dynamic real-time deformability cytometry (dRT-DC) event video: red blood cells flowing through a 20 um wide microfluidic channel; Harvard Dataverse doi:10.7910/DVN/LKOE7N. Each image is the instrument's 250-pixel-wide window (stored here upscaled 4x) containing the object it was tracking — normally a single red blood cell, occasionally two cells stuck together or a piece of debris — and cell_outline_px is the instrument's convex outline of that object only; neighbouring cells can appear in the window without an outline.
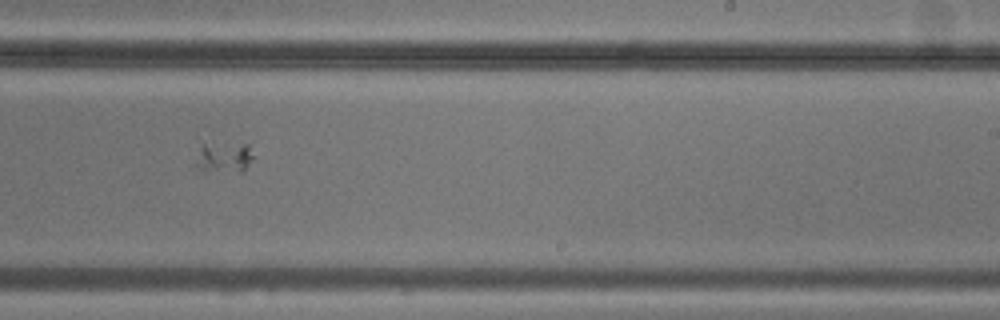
{"species": "common noctule bat (a hibernating species)", "species_latin": "Nyctalus noctula", "temperature_condition": "cold", "stored_images_in_passage": 9, "camera_frame_rate_fps": 3000, "um_per_image_px": 0.085, "animal": {"sex": "male", "body_mass_g": 20.5, "forearm_length_mm": 52.5}, "frame": {"image": 1, "passage_image": 6, "time_ms": 5.667, "image_size_px": [1000, 320], "cell_outline_px": [[256, 156], [244, 172], [200, 172], [196, 168], [196, 164], [200, 148], [204, 144], [248, 144]], "centroid_in_image_um": [19.09, 13.43], "position_along_channel_um": 269.9, "area_um2": 10.64}}
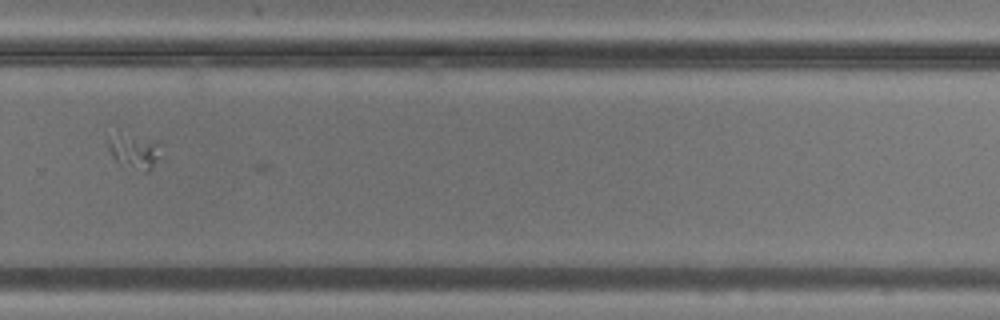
{"frame": {"image": 2, "passage_image": 7, "time_ms": 7.0, "image_size_px": [1000, 320], "cell_outline_px": [[160, 156], [152, 168], [148, 172], [144, 172], [120, 164], [112, 156], [108, 148], [108, 136], [116, 124], [156, 140]], "centroid_in_image_um": [11.31, 12.66], "position_along_channel_um": 318.5, "area_um2": 12.08}}